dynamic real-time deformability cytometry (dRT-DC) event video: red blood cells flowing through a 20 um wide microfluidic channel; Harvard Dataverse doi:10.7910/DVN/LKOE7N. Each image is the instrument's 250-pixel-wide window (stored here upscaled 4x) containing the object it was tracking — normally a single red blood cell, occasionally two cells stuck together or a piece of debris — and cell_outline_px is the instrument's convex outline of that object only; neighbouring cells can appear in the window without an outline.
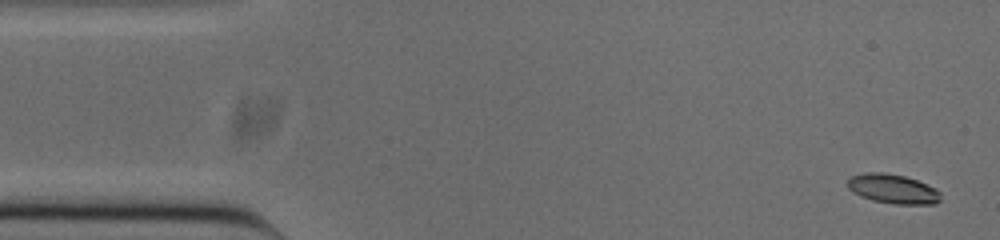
{"species": "common noctule bat (a hibernating species)", "species_latin": "Nyctalus noctula", "temperature_condition": "cold", "stored_images_in_passage": 52, "camera_frame_rate_fps": 3000, "um_per_image_px": 0.085, "animal": {"sex": "male", "body_mass_g": 20.0, "forearm_length_mm": 53.3}, "frame": {"image": 1, "passage_image": 2, "time_ms": 0.333, "image_size_px": [1000, 240], "cell_outline_px": [[940, 200], [936, 204], [896, 204], [872, 200], [860, 196], [852, 192], [848, 188], [848, 180], [852, 176], [864, 172], [884, 172], [904, 176], [916, 180], [936, 188], [940, 192]], "centroid_in_image_um": [75.89, 16.05], "position_along_channel_um": 9.1, "area_um2": 15.95}}
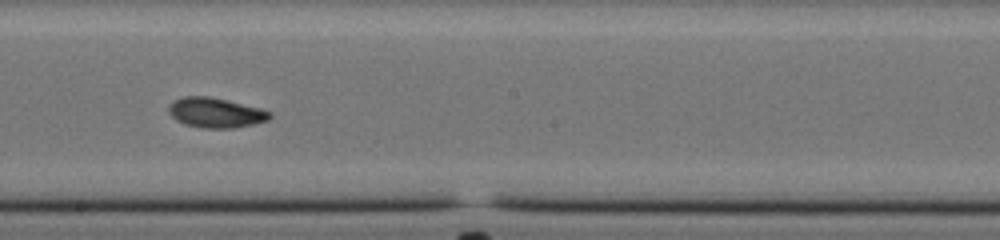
{"frame": {"image": 2, "passage_image": 28, "time_ms": 9.0, "image_size_px": [1000, 240], "cell_outline_px": [[272, 116], [268, 120], [252, 124], [232, 128], [204, 128], [184, 124], [176, 120], [168, 112], [168, 104], [172, 100], [184, 96], [208, 96], [228, 100], [260, 108], [272, 112]], "centroid_in_image_um": [18.3, 9.57], "position_along_channel_um": 229.9, "area_um2": 17.74}}
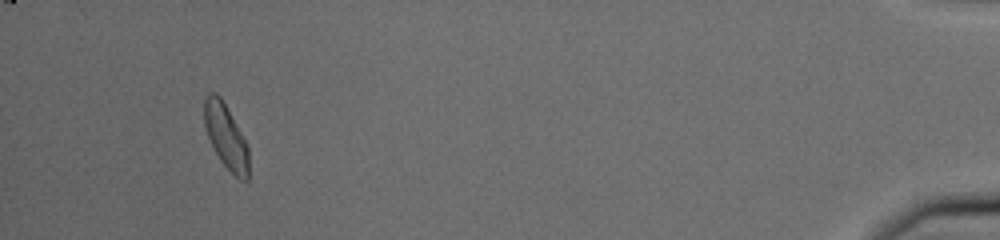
{"frame": {"image": 3, "passage_image": 49, "time_ms": 16.0, "image_size_px": [1000, 240], "cell_outline_px": [[248, 180], [240, 180], [220, 160], [208, 136], [204, 124], [204, 96], [208, 92], [216, 92], [220, 96], [240, 132], [248, 148]], "centroid_in_image_um": [19.17, 11.56], "position_along_channel_um": 416.0, "area_um2": 16.24}, "authors_computed_cell_mechanics": {"area_um2": 16.9354, "velocity_mm_per_s": 3.8395, "shape_relaxation_time_tau1_ms": 4.1582, "shape_relaxation_time_tau2_ms": 2.3146, "deformation_change_tau1": 0.1446, "deformation_change_tau2": 0.0712}}